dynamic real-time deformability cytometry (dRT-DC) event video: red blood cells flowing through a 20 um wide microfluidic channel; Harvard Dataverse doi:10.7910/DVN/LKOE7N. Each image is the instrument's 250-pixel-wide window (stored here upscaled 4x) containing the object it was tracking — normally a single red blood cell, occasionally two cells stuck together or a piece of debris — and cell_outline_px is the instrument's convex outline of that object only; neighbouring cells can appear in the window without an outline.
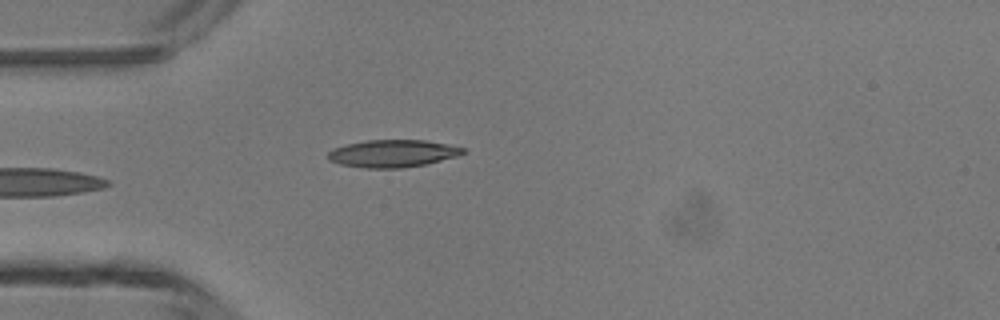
{"species": "common noctule bat (a hibernating species)", "species_latin": "Nyctalus noctula", "temperature_condition": "room temperature", "stored_images_in_passage": 5, "camera_frame_rate_fps": 3000, "um_per_image_px": 0.085, "animal": {"sex": "male", "body_mass_g": 13.3}, "frame": {"image": 1, "passage_image": 5, "time_ms": 4.667, "image_size_px": [1000, 320], "cell_outline_px": [[468, 152], [460, 156], [424, 164], [400, 168], [364, 168], [340, 164], [328, 160], [328, 152], [332, 148], [348, 144], [368, 140], [424, 140], [448, 144], [464, 148]], "centroid_in_image_um": [33.4, 13.04], "position_along_channel_um": 51.6, "area_um2": 21.62}}